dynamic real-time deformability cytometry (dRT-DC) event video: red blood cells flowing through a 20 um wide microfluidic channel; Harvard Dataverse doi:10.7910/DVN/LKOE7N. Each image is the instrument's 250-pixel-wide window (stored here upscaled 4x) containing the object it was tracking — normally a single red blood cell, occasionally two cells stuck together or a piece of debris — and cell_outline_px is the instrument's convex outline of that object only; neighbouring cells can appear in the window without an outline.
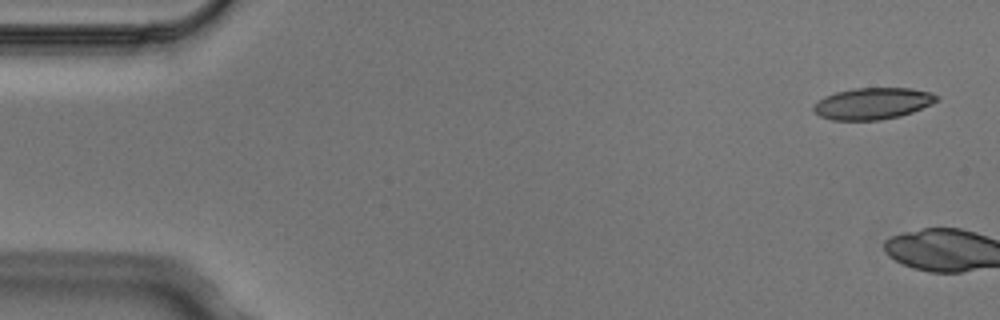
{"species": "Egyptian fruit bat (a non-hibernating species)", "species_latin": "Rousettus aegyptiacus", "temperature_condition": "cold", "stored_images_in_passage": 6, "camera_frame_rate_fps": 3000, "um_per_image_px": 0.085, "animal": {"sex": "male"}, "frame": {"image": 1, "passage_image": 1, "time_ms": 0.0, "image_size_px": [1000, 320], "cell_outline_px": [[940, 100], [932, 104], [912, 112], [900, 116], [880, 120], [832, 120], [820, 116], [812, 108], [824, 96], [836, 92], [856, 88], [912, 88], [928, 92], [940, 96]], "centroid_in_image_um": [74.22, 8.8], "position_along_channel_um": 10.8, "area_um2": 22.6}}
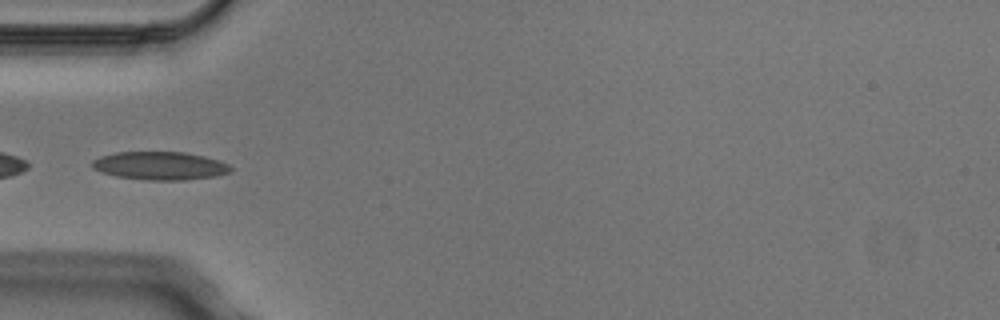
{"frame": {"image": 2, "passage_image": 6, "time_ms": 1.667, "image_size_px": [1000, 320], "cell_outline_px": [[232, 172], [216, 176], [184, 180], [148, 180], [116, 176], [100, 172], [92, 168], [92, 160], [100, 156], [116, 152], [184, 152], [204, 156], [228, 164], [232, 168]], "centroid_in_image_um": [13.58, 14.09], "position_along_channel_um": 71.4, "area_um2": 22.77}}